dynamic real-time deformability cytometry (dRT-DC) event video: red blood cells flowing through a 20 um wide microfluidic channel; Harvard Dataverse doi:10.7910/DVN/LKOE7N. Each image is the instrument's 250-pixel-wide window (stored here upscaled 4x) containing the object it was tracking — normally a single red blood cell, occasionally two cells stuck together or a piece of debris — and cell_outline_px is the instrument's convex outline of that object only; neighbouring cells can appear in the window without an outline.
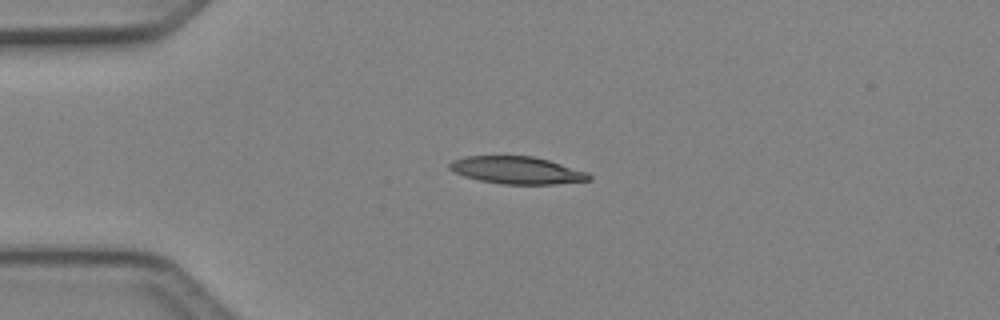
{"species": "Egyptian fruit bat (a non-hibernating species)", "species_latin": "Rousettus aegyptiacus", "temperature_condition": "cold", "stored_images_in_passage": 3, "camera_frame_rate_fps": 3000, "um_per_image_px": 0.085, "animal": {"sex": "female"}, "frame": {"image": 1, "passage_image": 1, "time_ms": 0.0, "image_size_px": [1000, 320], "cell_outline_px": [[592, 180], [552, 184], [504, 184], [480, 180], [464, 176], [448, 168], [448, 164], [452, 160], [464, 156], [532, 156], [548, 160], [588, 172], [592, 176]], "centroid_in_image_um": [43.94, 14.46], "position_along_channel_um": 41.1, "area_um2": 22.14}}
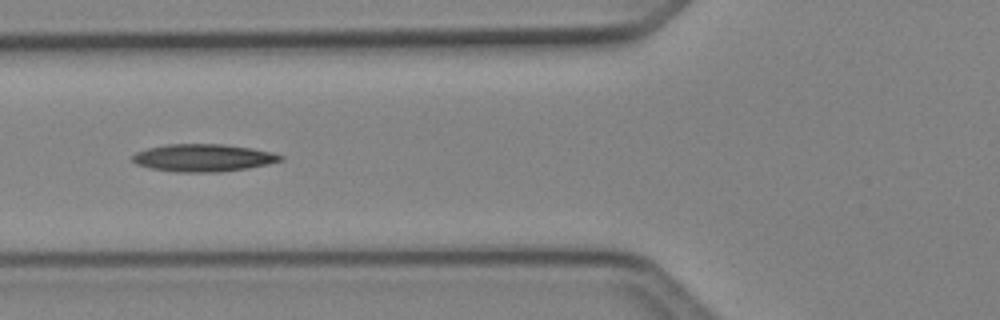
{"frame": {"image": 2, "passage_image": 3, "time_ms": 0.667, "image_size_px": [1000, 320], "cell_outline_px": [[284, 160], [268, 164], [248, 168], [220, 172], [176, 172], [152, 168], [136, 164], [132, 160], [132, 156], [136, 152], [148, 148], [168, 144], [224, 144], [252, 148], [272, 152], [284, 156]], "centroid_in_image_um": [17.31, 13.41], "position_along_channel_um": 108.5, "area_um2": 23.76}}